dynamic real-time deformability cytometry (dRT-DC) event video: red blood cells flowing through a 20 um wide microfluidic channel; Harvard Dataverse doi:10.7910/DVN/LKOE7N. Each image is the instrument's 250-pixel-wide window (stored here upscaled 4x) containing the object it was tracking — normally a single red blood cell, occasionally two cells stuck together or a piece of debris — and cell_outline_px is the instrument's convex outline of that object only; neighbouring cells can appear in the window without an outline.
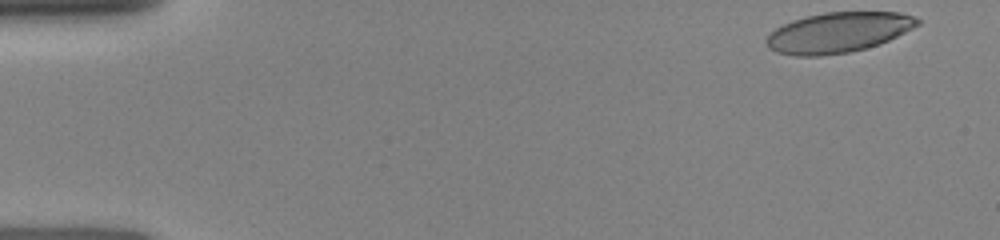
{"species": "human", "species_latin": "Homo sapiens", "temperature_condition": "room temperature", "stored_images_in_passage": 29, "camera_frame_rate_fps": 3000, "um_per_image_px": 0.085, "donor": {"sex": "female"}, "frame": {"image": 1, "passage_image": 1, "time_ms": 0.0, "image_size_px": [1000, 240], "cell_outline_px": [[920, 24], [888, 40], [864, 48], [848, 52], [820, 56], [796, 56], [776, 52], [768, 48], [764, 40], [776, 28], [792, 20], [824, 12], [900, 12], [912, 16], [920, 20]], "centroid_in_image_um": [71.21, 2.76], "position_along_channel_um": 13.8, "area_um2": 35.14}}
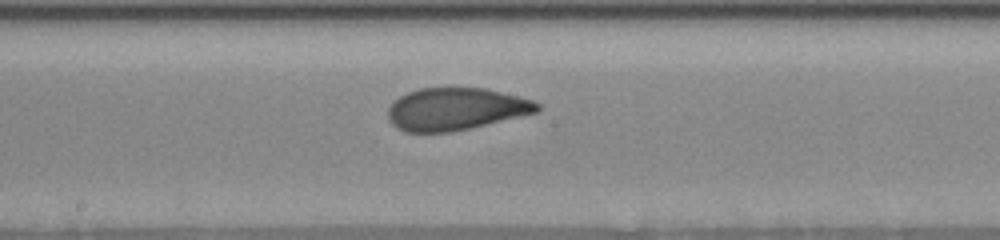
{"frame": {"image": 2, "passage_image": 16, "time_ms": 7.667, "image_size_px": [1000, 240], "cell_outline_px": [[540, 112], [472, 128], [452, 132], [404, 132], [396, 128], [388, 120], [388, 108], [400, 96], [408, 92], [420, 88], [484, 88], [532, 100], [540, 104]], "centroid_in_image_um": [38.74, 9.28], "position_along_channel_um": 209.5, "area_um2": 36.93}}
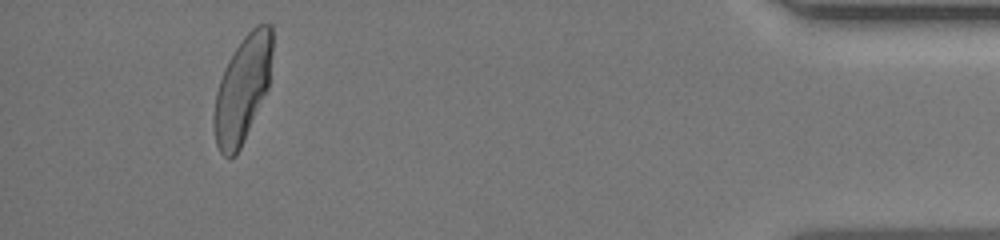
{"frame": {"image": 3, "passage_image": 28, "time_ms": 14.0, "image_size_px": [1000, 240], "cell_outline_px": [[272, 52], [268, 88], [240, 148], [236, 156], [228, 160], [220, 152], [216, 144], [212, 120], [216, 92], [224, 68], [236, 48], [244, 36], [256, 24], [272, 24]], "centroid_in_image_um": [20.59, 7.6], "position_along_channel_um": 414.6, "area_um2": 36.01}}